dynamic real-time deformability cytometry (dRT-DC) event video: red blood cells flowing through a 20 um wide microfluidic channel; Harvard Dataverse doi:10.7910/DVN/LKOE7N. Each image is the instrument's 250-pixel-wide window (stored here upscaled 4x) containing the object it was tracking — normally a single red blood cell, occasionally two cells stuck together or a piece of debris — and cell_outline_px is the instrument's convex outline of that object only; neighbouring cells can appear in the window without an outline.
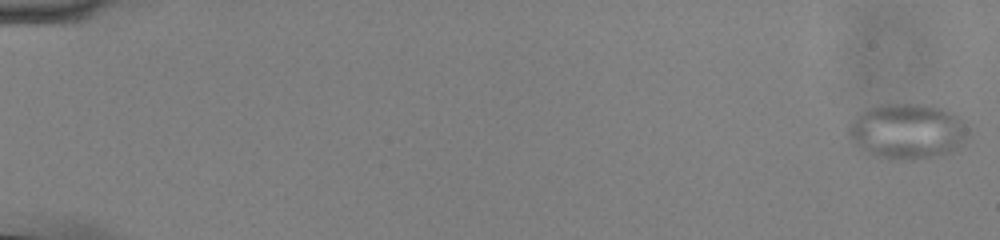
{"species": "common noctule bat (a hibernating species)", "species_latin": "Nyctalus noctula", "temperature_condition": "cold", "stored_images_in_passage": 56, "camera_frame_rate_fps": 3000, "um_per_image_px": 0.085, "animal": {"sex": "male", "body_mass_g": 13.0, "forearm_length_mm": 53.1}, "frame": {"image": 1, "passage_image": 1, "time_ms": 0.0, "image_size_px": [1000, 240], "cell_outline_px": [[968, 136], [952, 152], [932, 156], [908, 160], [888, 160], [868, 156], [852, 144], [848, 140], [848, 124], [856, 112], [864, 108], [876, 104], [920, 104], [940, 108], [952, 112], [960, 116], [964, 120], [968, 128]], "centroid_in_image_um": [77.01, 11.16], "position_along_channel_um": 8.0, "area_um2": 39.82}}
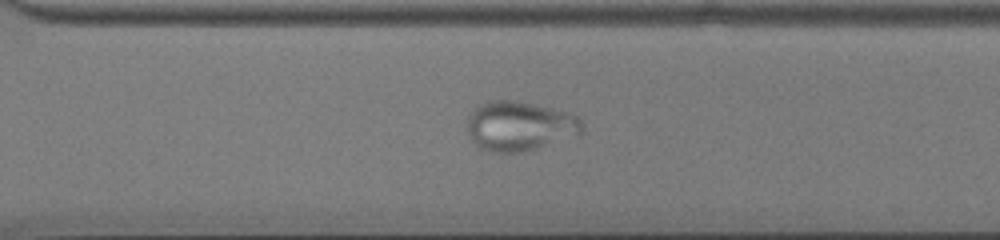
{"frame": {"image": 2, "passage_image": 41, "time_ms": 13.333, "image_size_px": [1000, 240], "cell_outline_px": [[584, 128], [576, 136], [524, 152], [488, 152], [480, 148], [472, 140], [468, 132], [468, 116], [472, 108], [488, 100], [516, 100], [552, 108], [568, 112], [576, 116], [580, 120]], "centroid_in_image_um": [44.14, 10.71], "position_along_channel_um": 326.5, "area_um2": 33.35}}
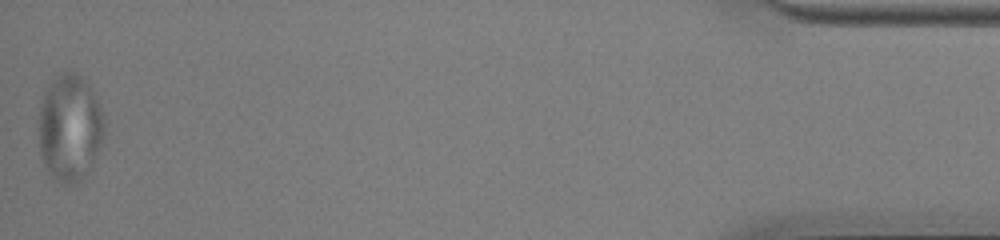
{"frame": {"image": 3, "passage_image": 56, "time_ms": 18.333, "image_size_px": [1000, 240], "cell_outline_px": [[104, 136], [84, 176], [80, 180], [72, 184], [60, 184], [48, 172], [40, 156], [40, 100], [44, 92], [60, 72], [76, 72], [92, 88], [104, 116]], "centroid_in_image_um": [5.92, 10.84], "position_along_channel_um": 429.3, "area_um2": 40.4}}